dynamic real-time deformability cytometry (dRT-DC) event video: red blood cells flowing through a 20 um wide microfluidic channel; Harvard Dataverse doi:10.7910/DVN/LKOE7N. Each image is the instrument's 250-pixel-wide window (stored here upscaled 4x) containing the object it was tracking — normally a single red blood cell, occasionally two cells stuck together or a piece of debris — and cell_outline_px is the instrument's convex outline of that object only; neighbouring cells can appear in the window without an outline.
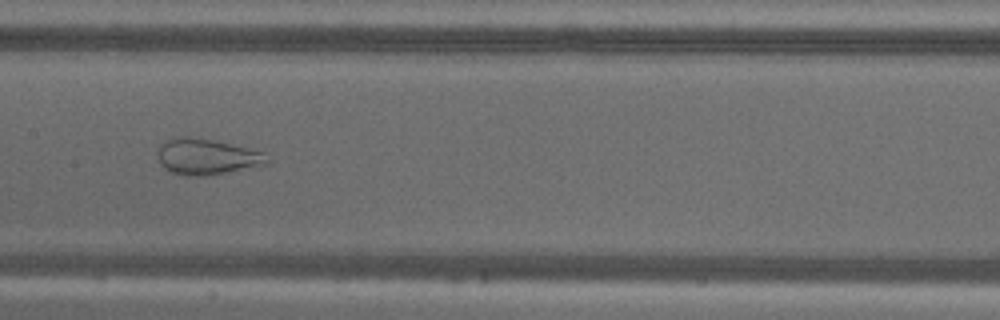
{"species": "common noctule bat (a hibernating species)", "species_latin": "Nyctalus noctula", "temperature_condition": "warm", "stored_images_in_passage": 56, "camera_frame_rate_fps": 3000, "um_per_image_px": 0.085, "animal": {"sex": "male", "body_mass_g": 18.8}, "frame": {"image": 1, "passage_image": 28, "time_ms": 9.0, "image_size_px": [1000, 320], "cell_outline_px": [[268, 164], [224, 172], [200, 176], [184, 176], [172, 172], [164, 168], [160, 164], [160, 144], [172, 136], [188, 136], [216, 140], [264, 152], [268, 160]], "centroid_in_image_um": [17.55, 13.3], "position_along_channel_um": 189.8, "area_um2": 22.72}}
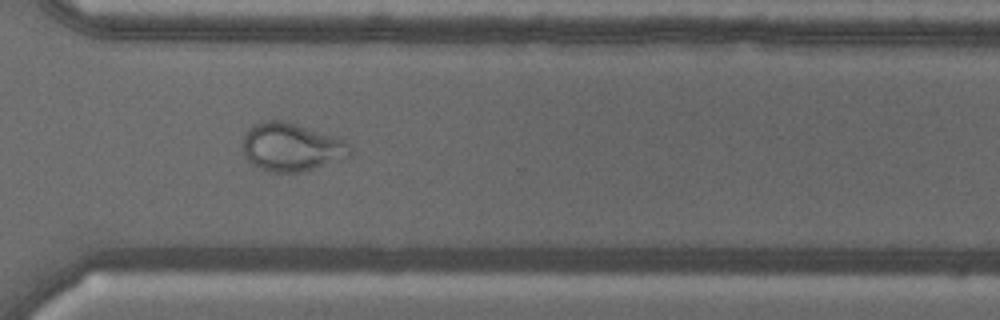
{"frame": {"image": 2, "passage_image": 41, "time_ms": 13.333, "image_size_px": [1000, 320], "cell_outline_px": [[352, 156], [300, 172], [268, 172], [252, 164], [248, 160], [244, 152], [244, 132], [252, 124], [264, 120], [284, 120], [344, 140], [352, 144]], "centroid_in_image_um": [24.77, 12.49], "position_along_channel_um": 345.8, "area_um2": 30.11}}
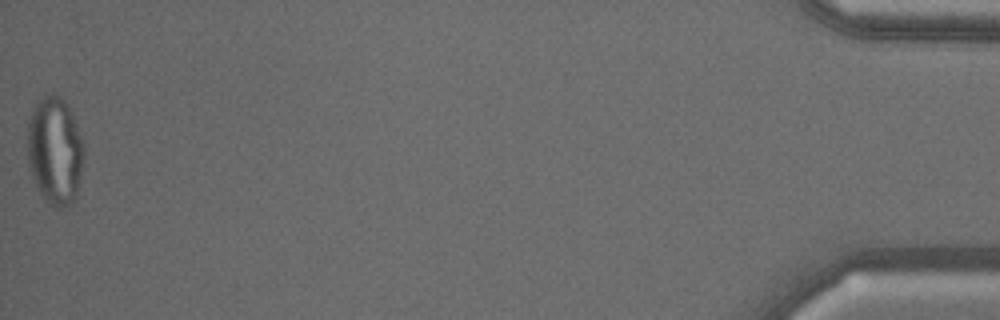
{"frame": {"image": 3, "passage_image": 56, "time_ms": 18.333, "image_size_px": [1000, 320], "cell_outline_px": [[84, 152], [76, 196], [68, 208], [56, 208], [48, 204], [44, 200], [36, 188], [28, 168], [28, 120], [36, 104], [44, 96], [52, 92], [60, 96], [68, 104], [72, 112], [84, 144]], "centroid_in_image_um": [4.66, 12.84], "position_along_channel_um": 430.5, "area_um2": 35.89}}